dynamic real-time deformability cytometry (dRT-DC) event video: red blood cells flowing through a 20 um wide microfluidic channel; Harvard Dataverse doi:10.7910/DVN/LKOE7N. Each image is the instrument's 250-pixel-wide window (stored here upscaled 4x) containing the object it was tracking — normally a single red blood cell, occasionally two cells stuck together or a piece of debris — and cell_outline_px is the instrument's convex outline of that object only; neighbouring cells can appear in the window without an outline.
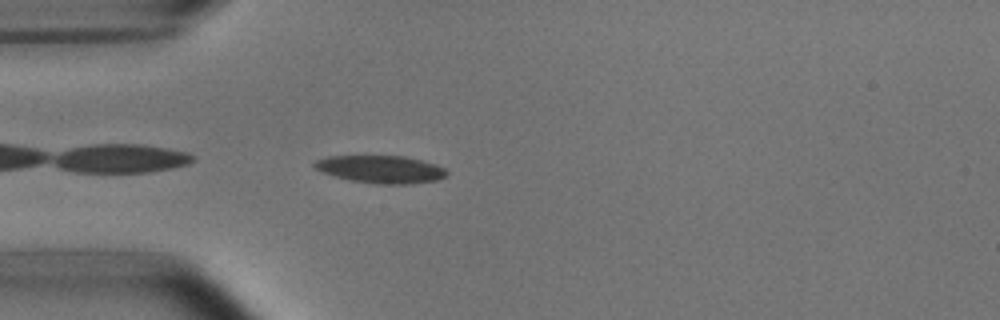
{"species": "common noctule bat (a hibernating species)", "species_latin": "Nyctalus noctula", "temperature_condition": "room temperature", "stored_images_in_passage": 24, "camera_frame_rate_fps": 3000, "um_per_image_px": 0.085, "animal": {"sex": "male", "body_mass_g": 15.6}, "frame": {"image": 1, "passage_image": 1, "time_ms": 0.0, "image_size_px": [1000, 320], "cell_outline_px": [[448, 176], [436, 180], [412, 184], [376, 184], [352, 180], [336, 176], [324, 172], [316, 168], [312, 164], [316, 160], [328, 156], [404, 156], [436, 164], [444, 168], [448, 172]], "centroid_in_image_um": [32.41, 14.39], "position_along_channel_um": 52.6, "area_um2": 21.15}}
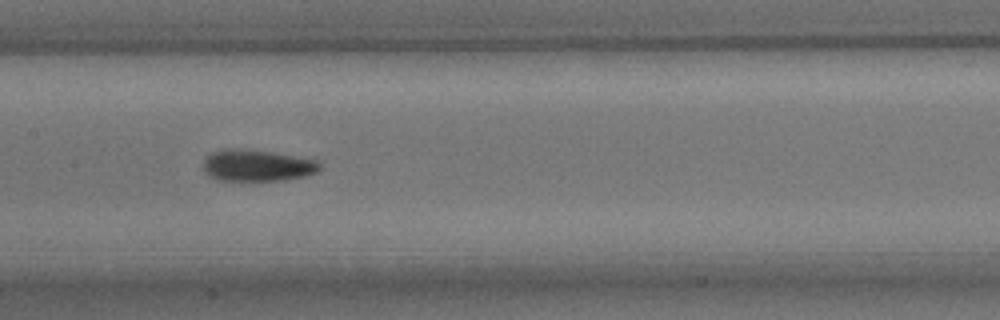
{"frame": {"image": 2, "passage_image": 12, "time_ms": 3.667, "image_size_px": [1000, 320], "cell_outline_px": [[320, 168], [316, 172], [304, 176], [284, 180], [216, 180], [208, 176], [204, 172], [204, 160], [212, 152], [224, 148], [232, 148], [272, 152], [316, 160], [320, 164]], "centroid_in_image_um": [21.81, 14.07], "position_along_channel_um": 185.6, "area_um2": 21.27}}
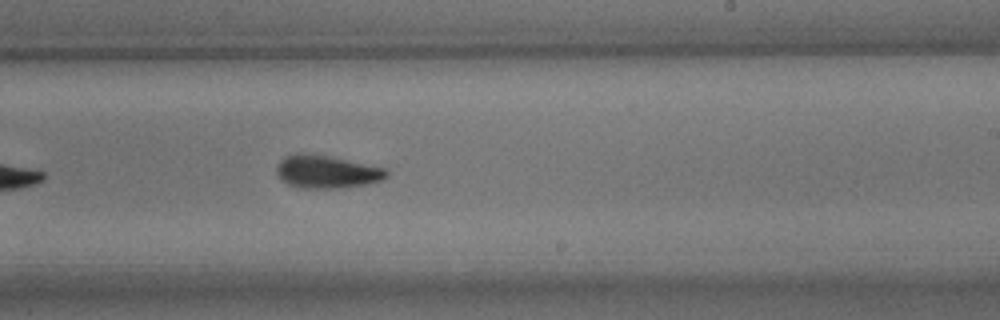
{"frame": {"image": 3, "passage_image": 18, "time_ms": 5.667, "image_size_px": [1000, 320], "cell_outline_px": [[388, 176], [380, 180], [368, 184], [340, 188], [304, 188], [288, 184], [276, 172], [276, 168], [280, 160], [284, 156], [296, 152], [300, 152], [328, 156], [384, 168], [388, 172]], "centroid_in_image_um": [27.74, 14.59], "position_along_channel_um": 261.3, "area_um2": 20.87}}